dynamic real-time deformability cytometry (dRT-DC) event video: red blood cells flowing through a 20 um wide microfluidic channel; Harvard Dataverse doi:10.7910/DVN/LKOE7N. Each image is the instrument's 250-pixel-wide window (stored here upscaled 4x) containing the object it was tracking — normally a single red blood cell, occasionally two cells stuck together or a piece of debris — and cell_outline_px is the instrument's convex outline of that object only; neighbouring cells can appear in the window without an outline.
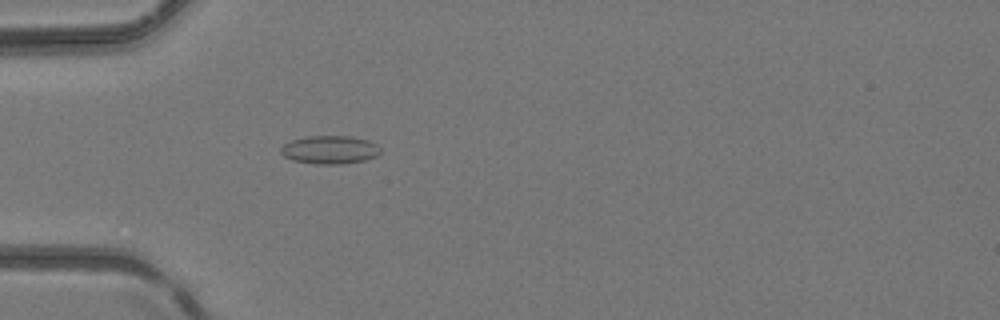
{"species": "common noctule bat (a hibernating species)", "species_latin": "Nyctalus noctula", "temperature_condition": "room temperature", "stored_images_in_passage": 3, "camera_frame_rate_fps": 3000, "um_per_image_px": 0.085, "animal": {"sex": "female", "body_mass_g": 24.6, "forearm_length_mm": 56.2}, "frame": {"image": 1, "passage_image": 3, "time_ms": 0.667, "image_size_px": [1000, 320], "cell_outline_px": [[380, 152], [376, 156], [364, 160], [340, 164], [316, 164], [292, 160], [284, 156], [280, 152], [280, 148], [284, 144], [292, 140], [308, 136], [352, 136], [368, 140], [376, 144], [380, 148]], "centroid_in_image_um": [28.02, 12.72], "position_along_channel_um": 57.0, "area_um2": 16.36}}